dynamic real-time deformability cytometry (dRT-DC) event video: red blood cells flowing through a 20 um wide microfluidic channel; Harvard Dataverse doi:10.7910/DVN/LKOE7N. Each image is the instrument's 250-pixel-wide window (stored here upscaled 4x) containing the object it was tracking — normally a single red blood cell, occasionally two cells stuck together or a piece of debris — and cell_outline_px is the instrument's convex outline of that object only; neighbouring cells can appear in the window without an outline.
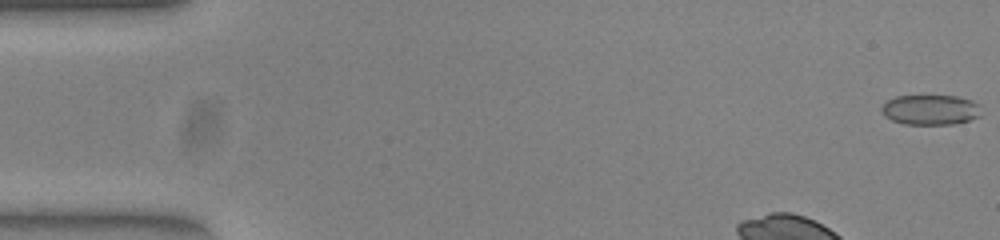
{"species": "common noctule bat (a hibernating species)", "species_latin": "Nyctalus noctula", "temperature_condition": "warm", "stored_images_in_passage": 38, "segment_of_instrument_passage": [1, 2], "camera_frame_rate_fps": 3000, "um_per_image_px": 0.085, "animal": {"sex": "female", "body_mass_g": 23.0, "forearm_length_mm": 53.4}, "frame": {"image": 1, "passage_image": 1, "time_ms": 0.0, "image_size_px": [1000, 240], "cell_outline_px": [[980, 116], [968, 120], [952, 124], [904, 124], [892, 120], [884, 116], [880, 108], [888, 100], [896, 96], [956, 96], [972, 100], [980, 104]], "centroid_in_image_um": [79.09, 9.33], "position_along_channel_um": 5.9, "area_um2": 17.46}}